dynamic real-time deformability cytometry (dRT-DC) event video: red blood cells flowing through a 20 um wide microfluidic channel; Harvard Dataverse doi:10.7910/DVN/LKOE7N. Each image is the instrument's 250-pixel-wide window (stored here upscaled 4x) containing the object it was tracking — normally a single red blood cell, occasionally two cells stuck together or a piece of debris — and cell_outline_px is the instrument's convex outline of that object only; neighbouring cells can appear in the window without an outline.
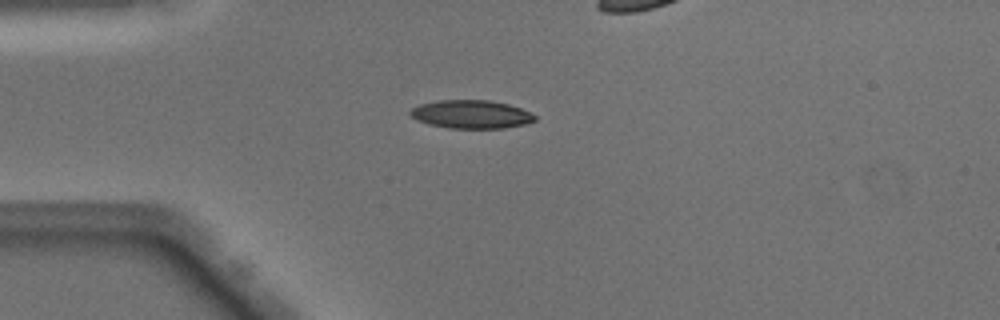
{"species": "Egyptian fruit bat (a non-hibernating species)", "species_latin": "Rousettus aegyptiacus", "temperature_condition": "warm", "stored_images_in_passage": 39, "camera_frame_rate_fps": 3000, "um_per_image_px": 0.085, "animal": {"sex": "male"}, "frame": {"image": 1, "passage_image": 2, "time_ms": 0.333, "image_size_px": [1000, 320], "cell_outline_px": [[536, 120], [524, 124], [504, 128], [448, 128], [428, 124], [416, 120], [408, 112], [412, 108], [420, 104], [436, 100], [492, 100], [508, 104], [532, 112], [536, 116]], "centroid_in_image_um": [40.05, 9.71], "position_along_channel_um": 45.0, "area_um2": 20.69}}
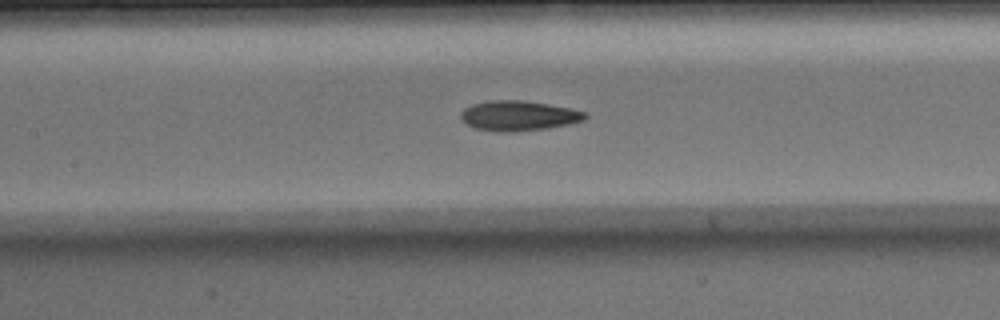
{"frame": {"image": 2, "passage_image": 12, "time_ms": 3.667, "image_size_px": [1000, 320], "cell_outline_px": [[588, 116], [584, 120], [568, 124], [548, 128], [512, 132], [496, 132], [476, 128], [464, 124], [460, 120], [460, 112], [464, 108], [472, 104], [488, 100], [520, 100], [548, 104], [568, 108], [584, 112]], "centroid_in_image_um": [44.0, 9.84], "position_along_channel_um": 163.4, "area_um2": 21.85}}
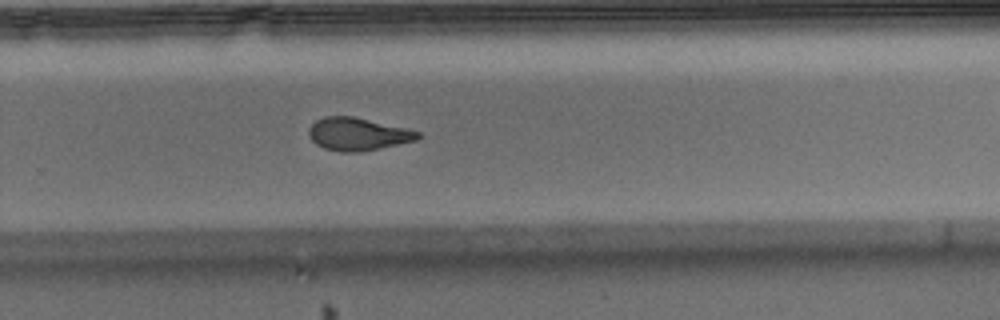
{"frame": {"image": 3, "passage_image": 22, "time_ms": 7.0, "image_size_px": [1000, 320], "cell_outline_px": [[420, 136], [416, 140], [380, 148], [356, 152], [340, 152], [324, 148], [316, 144], [308, 136], [308, 128], [316, 120], [324, 116], [352, 116], [408, 128], [420, 132]], "centroid_in_image_um": [30.39, 11.39], "position_along_channel_um": 299.4, "area_um2": 20.81}, "authors_computed_cell_mechanics": {"area_um2": 21.2704, "velocity_mm_per_s": 4.0905, "shape_relaxation_time_tau1_ms": 5.2129, "shape_relaxation_time_tau2_ms": 2.3099, "deformation_change_tau1": 0.2056, "deformation_change_tau2": 0.1036}}